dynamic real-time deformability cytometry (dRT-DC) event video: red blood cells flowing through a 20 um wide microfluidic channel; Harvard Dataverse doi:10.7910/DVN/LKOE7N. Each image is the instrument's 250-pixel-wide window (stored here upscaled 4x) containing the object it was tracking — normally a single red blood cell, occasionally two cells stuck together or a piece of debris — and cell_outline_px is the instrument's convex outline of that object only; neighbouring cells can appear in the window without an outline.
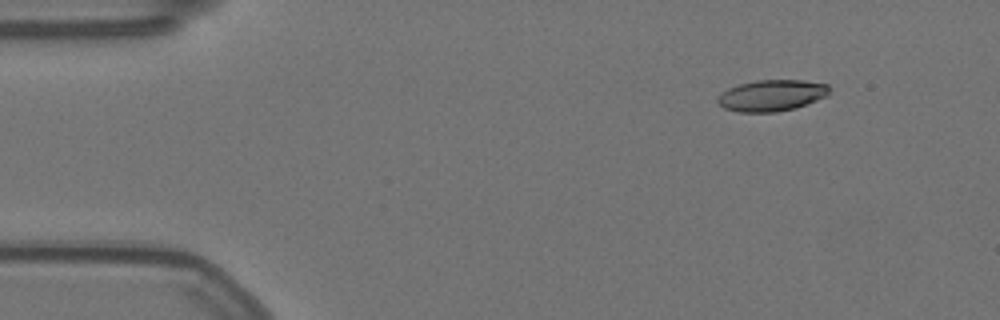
{"species": "Egyptian fruit bat (a non-hibernating species)", "species_latin": "Rousettus aegyptiacus", "temperature_condition": "warm", "stored_images_in_passage": 52, "camera_frame_rate_fps": 3000, "um_per_image_px": 0.085, "animal": {"sex": "female"}, "frame": {"image": 1, "passage_image": 1, "time_ms": 0.0, "image_size_px": [1000, 320], "cell_outline_px": [[828, 96], [796, 108], [776, 112], [736, 112], [724, 108], [716, 104], [716, 96], [720, 92], [728, 88], [740, 84], [756, 80], [804, 80], [828, 84]], "centroid_in_image_um": [65.54, 8.12], "position_along_channel_um": 19.5, "area_um2": 20.69}}
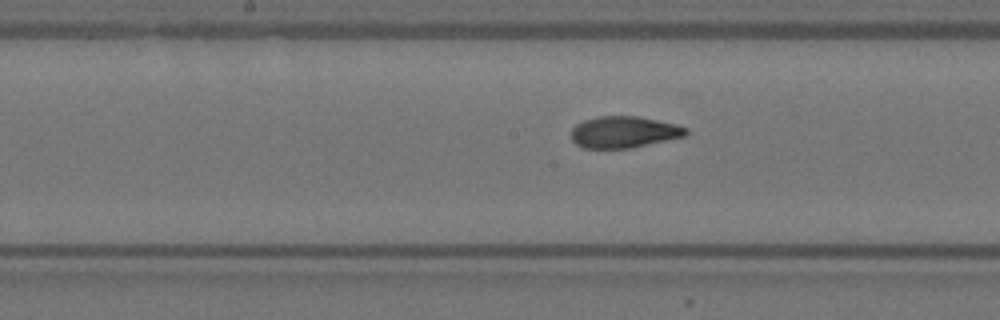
{"frame": {"image": 2, "passage_image": 23, "time_ms": 7.333, "image_size_px": [1000, 320], "cell_outline_px": [[688, 132], [684, 136], [628, 148], [584, 148], [576, 144], [572, 140], [572, 128], [576, 124], [584, 120], [596, 116], [636, 116], [676, 124], [688, 128]], "centroid_in_image_um": [53.0, 11.21], "position_along_channel_um": 195.2, "area_um2": 20.87}}
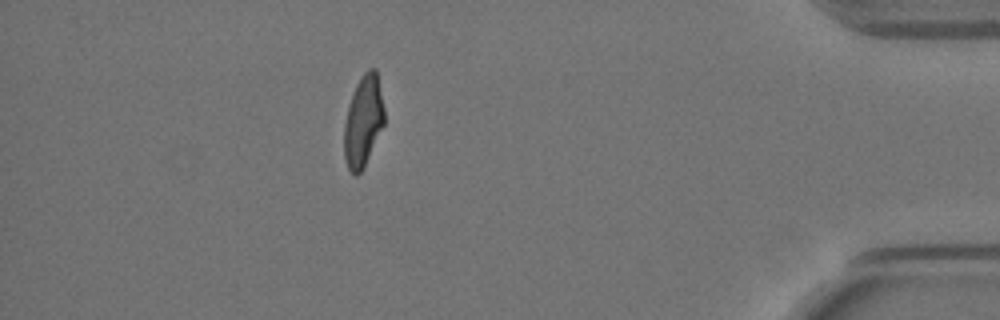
{"frame": {"image": 3, "passage_image": 45, "time_ms": 14.667, "image_size_px": [1000, 320], "cell_outline_px": [[384, 124], [364, 168], [356, 176], [348, 168], [344, 160], [344, 124], [348, 108], [356, 84], [364, 72], [368, 68], [376, 68], [384, 108]], "centroid_in_image_um": [30.88, 10.31], "position_along_channel_um": 404.3, "area_um2": 21.27}, "authors_computed_cell_mechanics": {"area_um2": 21.5016, "velocity_mm_per_s": 3.5375, "shape_relaxation_time_tau1_ms": 5.3532, "shape_relaxation_time_tau2_ms": 1.5091, "deformation_change_tau1": 0.1899, "deformation_change_tau2": 0.074}}